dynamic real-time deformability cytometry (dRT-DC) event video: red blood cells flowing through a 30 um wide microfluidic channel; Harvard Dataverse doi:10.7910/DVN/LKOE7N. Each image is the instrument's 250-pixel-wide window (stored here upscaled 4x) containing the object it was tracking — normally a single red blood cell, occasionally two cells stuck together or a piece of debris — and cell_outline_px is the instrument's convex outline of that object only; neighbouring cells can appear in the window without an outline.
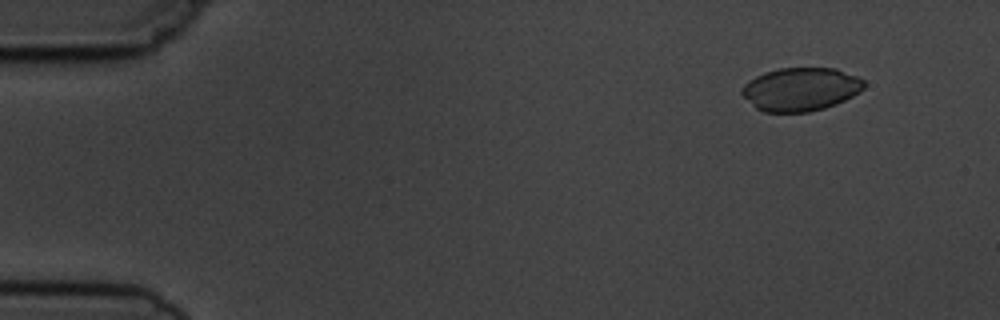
{"species": "common noctule bat (a hibernating species)", "species_latin": "Nyctalus noctula", "temperature_condition": "cold", "stored_images_in_passage": 6, "segment_of_instrument_passage": [2, 2], "camera_frame_rate_fps": 3000, "um_per_image_px": 0.085, "animal": {"sex": "male", "body_mass_g": 19.5, "forearm_length_mm": 54.6}, "frame": {"image": 1, "passage_image": 6, "time_ms": 6.667, "image_size_px": [1000, 320], "cell_outline_px": [[864, 88], [852, 96], [836, 104], [824, 108], [808, 112], [764, 112], [756, 108], [740, 92], [744, 84], [756, 76], [764, 72], [780, 68], [836, 68], [856, 76], [864, 80]], "centroid_in_image_um": [68.05, 7.58], "position_along_channel_um": 16.9, "area_um2": 30.69}}